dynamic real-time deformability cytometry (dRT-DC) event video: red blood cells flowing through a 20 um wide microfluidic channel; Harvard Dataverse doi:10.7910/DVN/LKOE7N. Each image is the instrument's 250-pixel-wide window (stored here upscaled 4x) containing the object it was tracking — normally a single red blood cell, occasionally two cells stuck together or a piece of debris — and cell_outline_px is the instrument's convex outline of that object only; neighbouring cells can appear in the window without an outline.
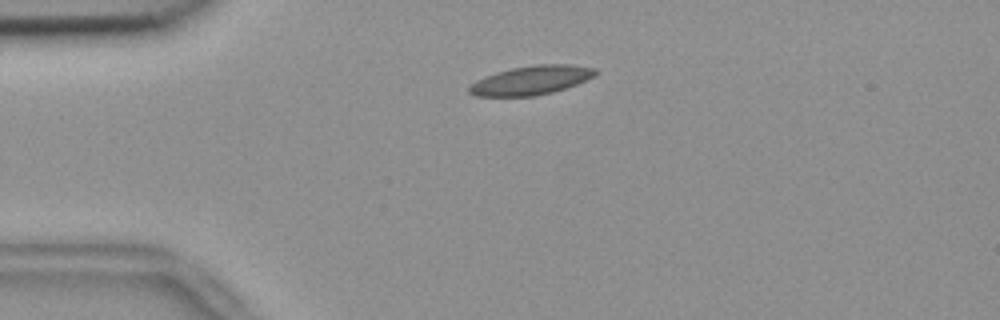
{"species": "common noctule bat (a hibernating species)", "species_latin": "Nyctalus noctula", "temperature_condition": "room temperature", "stored_images_in_passage": 52, "camera_frame_rate_fps": 3000, "um_per_image_px": 0.085, "animal": {"sex": "female", "body_mass_g": 18.4}, "frame": {"image": 1, "passage_image": 10, "time_ms": 3.0, "image_size_px": [1000, 320], "cell_outline_px": [[600, 72], [576, 84], [552, 92], [536, 96], [476, 96], [468, 92], [468, 88], [476, 80], [484, 76], [496, 72], [512, 68], [536, 64], [572, 64], [596, 68]], "centroid_in_image_um": [45.14, 6.81], "position_along_channel_um": 39.9, "area_um2": 21.27}}
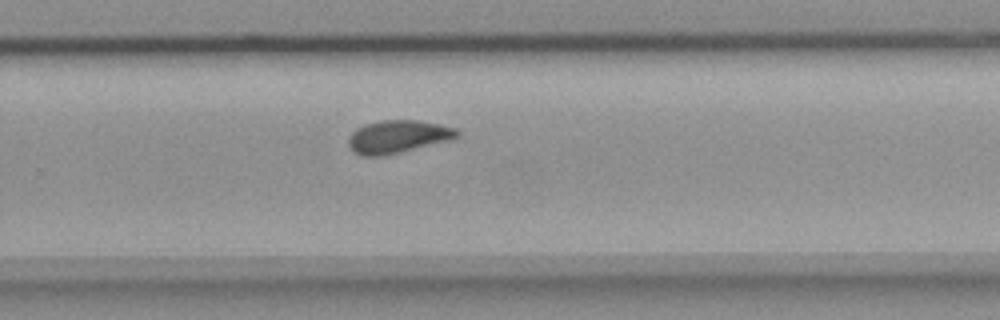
{"frame": {"image": 2, "passage_image": 33, "time_ms": 10.667, "image_size_px": [1000, 320], "cell_outline_px": [[460, 136], [452, 140], [384, 156], [360, 156], [348, 144], [348, 136], [356, 128], [364, 124], [380, 120], [416, 120], [440, 124], [456, 128], [460, 132]], "centroid_in_image_um": [33.84, 11.61], "position_along_channel_um": 296.0, "area_um2": 21.04}}
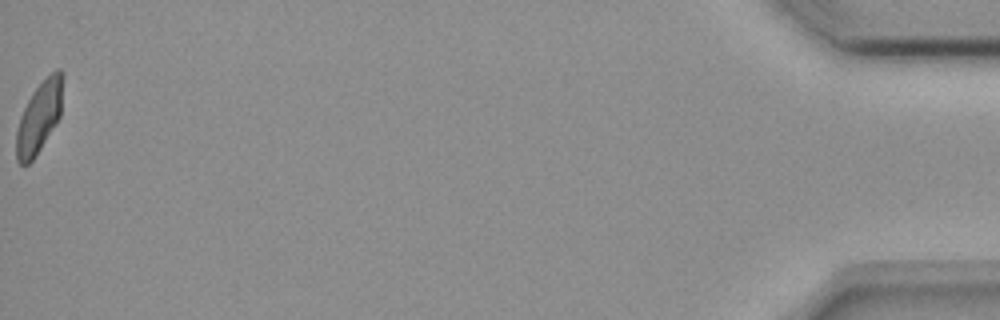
{"frame": {"image": 3, "passage_image": 52, "time_ms": 17.0, "image_size_px": [1000, 320], "cell_outline_px": [[64, 76], [60, 116], [40, 148], [32, 160], [28, 164], [20, 164], [16, 160], [16, 132], [20, 116], [32, 92], [56, 68], [60, 68], [64, 72]], "centroid_in_image_um": [3.34, 9.91], "position_along_channel_um": 431.9, "area_um2": 19.13}, "authors_computed_cell_mechanics": {"area_um2": 20.4034, "velocity_mm_per_s": 3.7119, "shape_relaxation_time_tau1_ms": null, "shape_relaxation_time_tau2_ms": 2.4169, "deformation_change_tau1": null, "deformation_change_tau2": 0.0833}}